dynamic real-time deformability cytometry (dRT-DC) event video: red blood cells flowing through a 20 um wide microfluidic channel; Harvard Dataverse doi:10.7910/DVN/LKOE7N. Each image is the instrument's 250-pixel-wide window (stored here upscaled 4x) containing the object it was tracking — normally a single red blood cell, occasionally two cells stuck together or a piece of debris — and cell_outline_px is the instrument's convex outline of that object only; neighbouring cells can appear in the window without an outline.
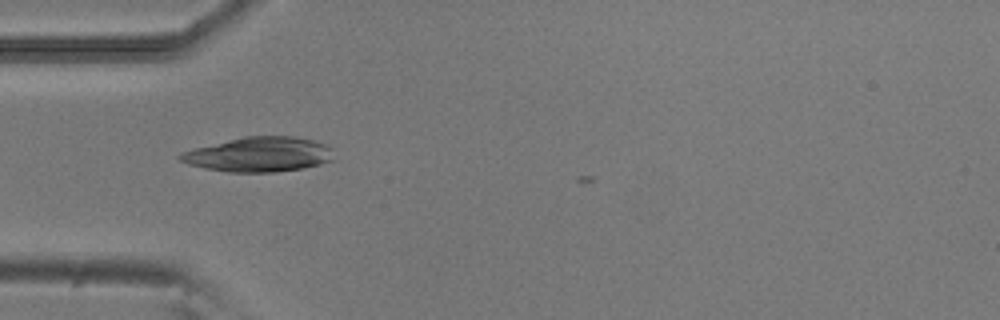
{"species": "common noctule bat (a hibernating species)", "species_latin": "Nyctalus noctula", "temperature_condition": "room temperature", "stored_images_in_passage": 2, "camera_frame_rate_fps": 3000, "um_per_image_px": 0.085, "animal": {"sex": "male", "body_mass_g": 20.5, "forearm_length_mm": 52.5}, "frame": {"image": 1, "passage_image": 1, "time_ms": 0.0, "image_size_px": [1000, 320], "cell_outline_px": [[332, 160], [320, 164], [304, 168], [276, 172], [228, 172], [204, 168], [188, 164], [180, 160], [176, 156], [180, 152], [244, 136], [292, 136], [312, 140], [324, 144], [332, 148]], "centroid_in_image_um": [22.0, 13.13], "position_along_channel_um": 63.0, "area_um2": 30.98}}